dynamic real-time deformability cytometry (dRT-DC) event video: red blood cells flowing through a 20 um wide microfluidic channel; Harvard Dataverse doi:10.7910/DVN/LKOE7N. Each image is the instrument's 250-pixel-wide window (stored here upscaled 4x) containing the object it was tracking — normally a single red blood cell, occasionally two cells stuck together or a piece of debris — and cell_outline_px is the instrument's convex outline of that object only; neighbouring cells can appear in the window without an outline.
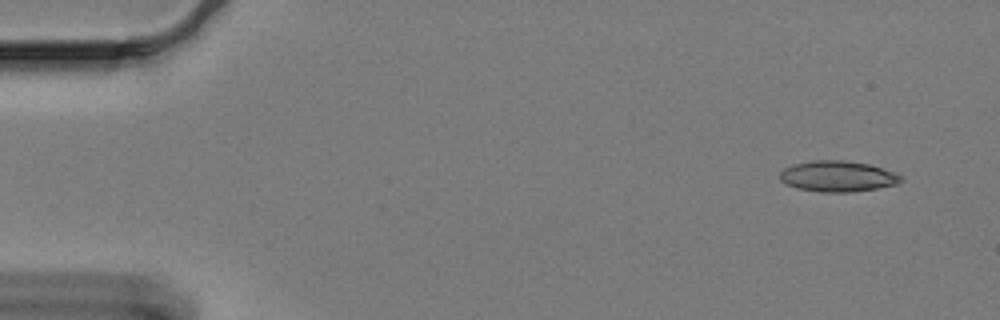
{"species": "Egyptian fruit bat (a non-hibernating species)", "species_latin": "Rousettus aegyptiacus", "temperature_condition": "cold", "stored_images_in_passage": 56, "camera_frame_rate_fps": 3000, "um_per_image_px": 0.085, "animal": {"sex": "female"}, "frame": {"image": 1, "passage_image": 1, "time_ms": 0.0, "image_size_px": [1000, 320], "cell_outline_px": [[900, 180], [896, 184], [876, 188], [852, 192], [820, 192], [796, 188], [780, 180], [780, 172], [784, 168], [796, 164], [812, 160], [844, 160], [868, 164], [892, 172], [900, 176]], "centroid_in_image_um": [71.15, 14.99], "position_along_channel_um": 13.9, "area_um2": 21.39}}
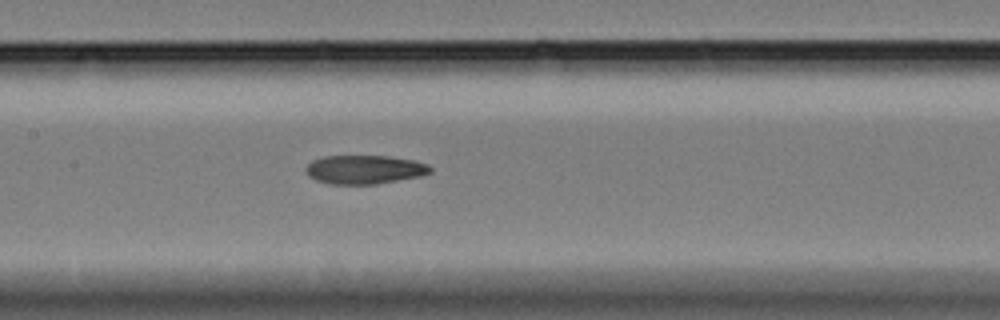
{"frame": {"image": 2, "passage_image": 26, "time_ms": 8.333, "image_size_px": [1000, 320], "cell_outline_px": [[432, 172], [420, 176], [376, 184], [332, 184], [316, 180], [308, 176], [304, 168], [312, 160], [324, 156], [388, 156], [412, 160], [428, 164], [432, 168]], "centroid_in_image_um": [30.97, 14.41], "position_along_channel_um": 176.4, "area_um2": 20.87}}
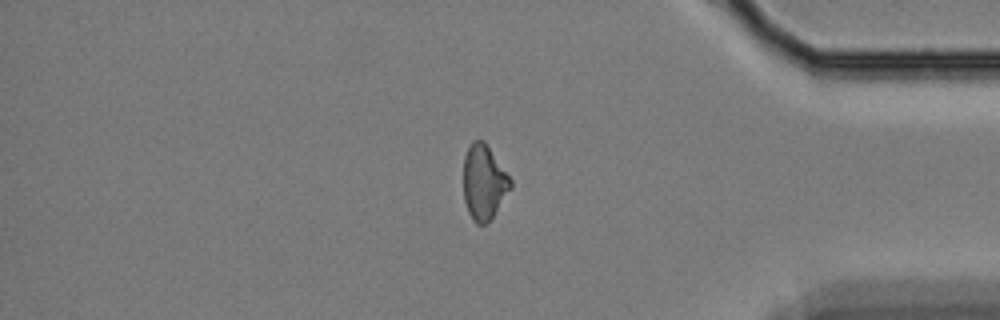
{"frame": {"image": 3, "passage_image": 48, "time_ms": 15.667, "image_size_px": [1000, 320], "cell_outline_px": [[512, 188], [492, 216], [484, 224], [476, 224], [472, 220], [468, 212], [464, 200], [464, 156], [472, 140], [484, 140], [512, 180]], "centroid_in_image_um": [41.13, 15.48], "position_along_channel_um": 394.1, "area_um2": 20.4}}